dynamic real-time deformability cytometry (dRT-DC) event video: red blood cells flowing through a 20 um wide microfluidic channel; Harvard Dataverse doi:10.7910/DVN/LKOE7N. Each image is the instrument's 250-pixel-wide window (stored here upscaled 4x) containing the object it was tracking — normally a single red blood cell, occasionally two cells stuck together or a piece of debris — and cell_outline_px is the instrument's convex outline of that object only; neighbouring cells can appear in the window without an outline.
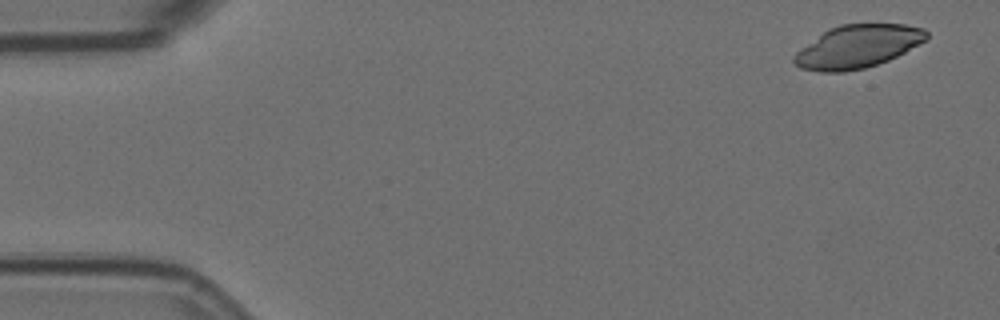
{"species": "Egyptian fruit bat (a non-hibernating species)", "species_latin": "Rousettus aegyptiacus", "temperature_condition": "room temperature", "stored_images_in_passage": 6, "segment_of_instrument_passage": [1, 2], "camera_frame_rate_fps": 3000, "um_per_image_px": 0.085, "animal": {"sex": "female"}, "frame": {"image": 1, "passage_image": 1, "time_ms": 0.0, "image_size_px": [1000, 320], "cell_outline_px": [[928, 40], [888, 60], [864, 68], [844, 72], [820, 72], [800, 68], [792, 60], [792, 56], [800, 48], [828, 28], [840, 24], [904, 24], [924, 28], [928, 32]], "centroid_in_image_um": [72.89, 3.95], "position_along_channel_um": 12.1, "area_um2": 33.29}}